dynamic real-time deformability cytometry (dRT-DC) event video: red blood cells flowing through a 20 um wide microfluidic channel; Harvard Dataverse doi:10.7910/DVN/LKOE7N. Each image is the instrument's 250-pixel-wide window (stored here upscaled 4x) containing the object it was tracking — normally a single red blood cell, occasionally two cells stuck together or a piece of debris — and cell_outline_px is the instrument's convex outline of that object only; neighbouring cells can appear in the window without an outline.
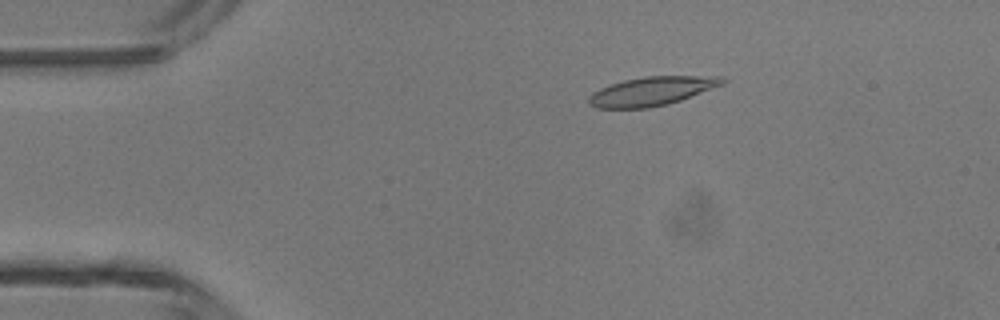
{"species": "common noctule bat (a hibernating species)", "species_latin": "Nyctalus noctula", "temperature_condition": "room temperature", "stored_images_in_passage": 48, "camera_frame_rate_fps": 3000, "um_per_image_px": 0.085, "animal": {"sex": "male", "body_mass_g": 13.3}, "frame": {"image": 1, "passage_image": 9, "time_ms": 2.667, "image_size_px": [1000, 320], "cell_outline_px": [[728, 80], [724, 84], [680, 100], [668, 104], [648, 108], [596, 108], [588, 104], [588, 96], [592, 92], [600, 88], [624, 80], [644, 76], [724, 76]], "centroid_in_image_um": [55.41, 7.74], "position_along_channel_um": 29.6, "area_um2": 22.54}}
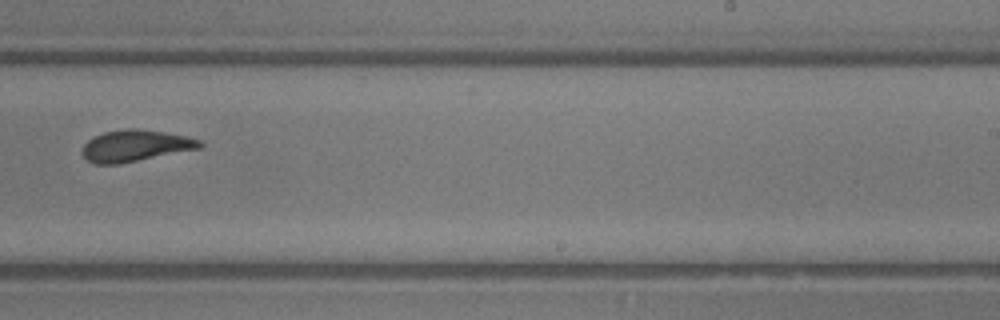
{"frame": {"image": 2, "passage_image": 30, "time_ms": 9.667, "image_size_px": [1000, 320], "cell_outline_px": [[204, 144], [200, 148], [120, 164], [96, 164], [88, 160], [80, 152], [84, 144], [88, 140], [104, 132], [128, 128], [136, 128], [164, 132], [188, 136], [200, 140]], "centroid_in_image_um": [11.51, 12.39], "position_along_channel_um": 277.5, "area_um2": 21.56}}
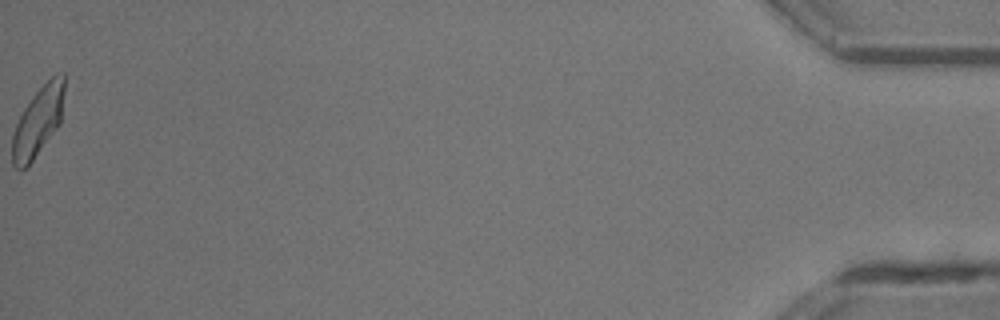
{"frame": {"image": 3, "passage_image": 48, "time_ms": 15.667, "image_size_px": [1000, 320], "cell_outline_px": [[64, 92], [60, 124], [32, 160], [20, 172], [12, 164], [12, 136], [16, 124], [24, 108], [36, 92], [56, 72], [64, 72]], "centroid_in_image_um": [3.23, 10.31], "position_along_channel_um": 432.0, "area_um2": 20.81}, "authors_computed_cell_mechanics": {"area_um2": 21.6172, "velocity_mm_per_s": 4.3357, "shape_relaxation_time_tau1_ms": 3.4104, "shape_relaxation_time_tau2_ms": 1.1187, "deformation_change_tau1": 0.1641, "deformation_change_tau2": 0.0883}}